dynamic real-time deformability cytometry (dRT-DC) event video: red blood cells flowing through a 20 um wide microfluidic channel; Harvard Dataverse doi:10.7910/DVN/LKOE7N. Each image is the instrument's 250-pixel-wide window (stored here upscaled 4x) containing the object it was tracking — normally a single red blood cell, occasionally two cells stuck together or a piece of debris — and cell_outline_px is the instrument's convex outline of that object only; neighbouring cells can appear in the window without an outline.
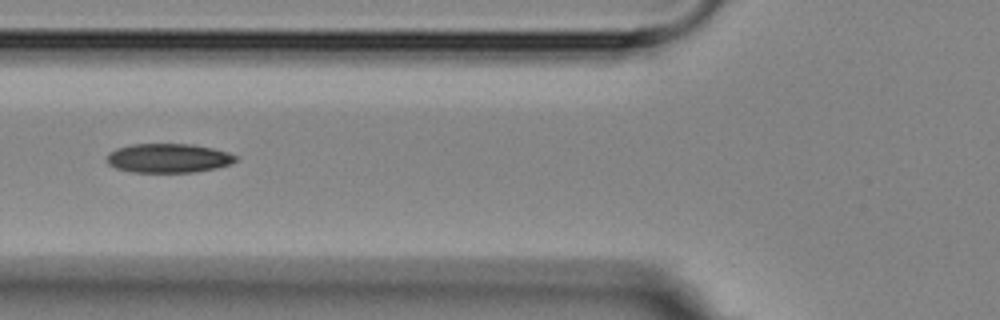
{"species": "Egyptian fruit bat (a non-hibernating species)", "species_latin": "Rousettus aegyptiacus", "temperature_condition": "room temperature", "stored_images_in_passage": 6, "camera_frame_rate_fps": 3000, "um_per_image_px": 0.085, "animal": {"sex": "female"}, "frame": {"image": 1, "passage_image": 4, "time_ms": 4.333, "image_size_px": [1000, 320], "cell_outline_px": [[236, 160], [232, 164], [216, 168], [196, 172], [132, 172], [116, 168], [108, 164], [108, 156], [116, 148], [132, 144], [192, 144], [212, 148], [228, 152], [236, 156]], "centroid_in_image_um": [14.34, 13.44], "position_along_channel_um": 111.5, "area_um2": 21.79}}
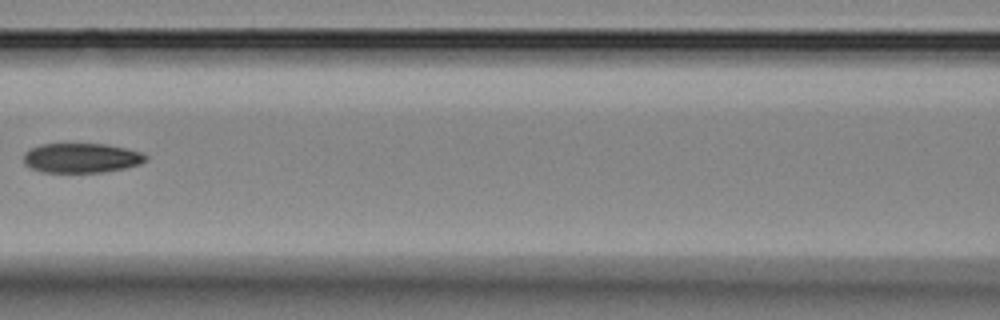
{"frame": {"image": 2, "passage_image": 5, "time_ms": 5.667, "image_size_px": [1000, 320], "cell_outline_px": [[148, 160], [140, 164], [124, 168], [104, 172], [44, 172], [32, 168], [24, 164], [24, 152], [40, 144], [104, 144], [124, 148], [140, 152], [148, 156]], "centroid_in_image_um": [6.92, 13.43], "position_along_channel_um": 159.7, "area_um2": 20.98}}
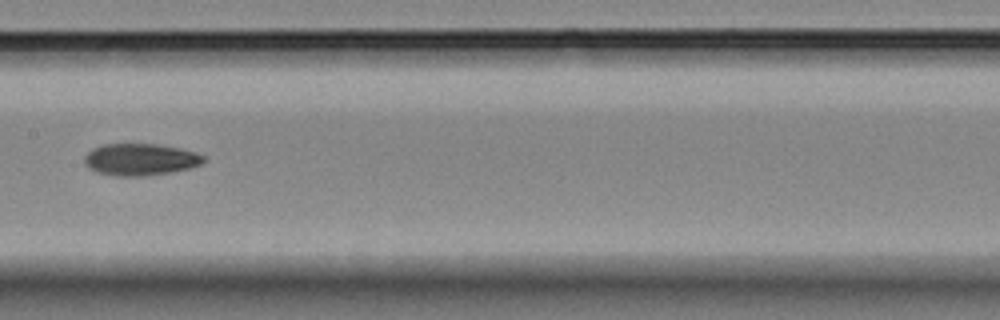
{"frame": {"image": 3, "passage_image": 6, "time_ms": 6.667, "image_size_px": [1000, 320], "cell_outline_px": [[204, 160], [200, 164], [188, 168], [168, 172], [140, 176], [116, 176], [100, 172], [88, 168], [84, 160], [84, 156], [92, 148], [104, 144], [156, 144], [180, 148], [196, 152], [204, 156]], "centroid_in_image_um": [11.9, 13.54], "position_along_channel_um": 195.5, "area_um2": 21.85}}